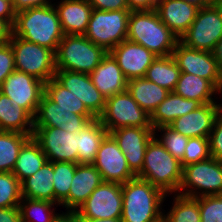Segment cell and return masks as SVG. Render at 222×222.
Listing matches in <instances>:
<instances>
[{
	"instance_id": "1",
	"label": "cell",
	"mask_w": 222,
	"mask_h": 222,
	"mask_svg": "<svg viewBox=\"0 0 222 222\" xmlns=\"http://www.w3.org/2000/svg\"><path fill=\"white\" fill-rule=\"evenodd\" d=\"M54 4L16 12L12 35L56 52L64 33Z\"/></svg>"
},
{
	"instance_id": "2",
	"label": "cell",
	"mask_w": 222,
	"mask_h": 222,
	"mask_svg": "<svg viewBox=\"0 0 222 222\" xmlns=\"http://www.w3.org/2000/svg\"><path fill=\"white\" fill-rule=\"evenodd\" d=\"M127 40L140 44L156 56L172 55L176 36L154 10L131 11L128 17Z\"/></svg>"
},
{
	"instance_id": "3",
	"label": "cell",
	"mask_w": 222,
	"mask_h": 222,
	"mask_svg": "<svg viewBox=\"0 0 222 222\" xmlns=\"http://www.w3.org/2000/svg\"><path fill=\"white\" fill-rule=\"evenodd\" d=\"M122 222H155L164 214L166 194L149 181L135 177L122 184Z\"/></svg>"
},
{
	"instance_id": "4",
	"label": "cell",
	"mask_w": 222,
	"mask_h": 222,
	"mask_svg": "<svg viewBox=\"0 0 222 222\" xmlns=\"http://www.w3.org/2000/svg\"><path fill=\"white\" fill-rule=\"evenodd\" d=\"M182 171L181 162L154 136L146 147L142 170L136 176L149 181L167 195L179 191Z\"/></svg>"
},
{
	"instance_id": "5",
	"label": "cell",
	"mask_w": 222,
	"mask_h": 222,
	"mask_svg": "<svg viewBox=\"0 0 222 222\" xmlns=\"http://www.w3.org/2000/svg\"><path fill=\"white\" fill-rule=\"evenodd\" d=\"M107 53L84 35H64L55 52L56 70L90 74Z\"/></svg>"
},
{
	"instance_id": "6",
	"label": "cell",
	"mask_w": 222,
	"mask_h": 222,
	"mask_svg": "<svg viewBox=\"0 0 222 222\" xmlns=\"http://www.w3.org/2000/svg\"><path fill=\"white\" fill-rule=\"evenodd\" d=\"M14 54L15 70L47 83L56 73L55 52L47 47L11 35L8 41Z\"/></svg>"
},
{
	"instance_id": "7",
	"label": "cell",
	"mask_w": 222,
	"mask_h": 222,
	"mask_svg": "<svg viewBox=\"0 0 222 222\" xmlns=\"http://www.w3.org/2000/svg\"><path fill=\"white\" fill-rule=\"evenodd\" d=\"M196 189H200L201 193ZM178 192L179 195L191 198L222 195V161L210 157L184 166Z\"/></svg>"
},
{
	"instance_id": "8",
	"label": "cell",
	"mask_w": 222,
	"mask_h": 222,
	"mask_svg": "<svg viewBox=\"0 0 222 222\" xmlns=\"http://www.w3.org/2000/svg\"><path fill=\"white\" fill-rule=\"evenodd\" d=\"M129 9L97 10L93 9L84 36L107 52L127 40Z\"/></svg>"
},
{
	"instance_id": "9",
	"label": "cell",
	"mask_w": 222,
	"mask_h": 222,
	"mask_svg": "<svg viewBox=\"0 0 222 222\" xmlns=\"http://www.w3.org/2000/svg\"><path fill=\"white\" fill-rule=\"evenodd\" d=\"M222 38V6L200 8L188 30L179 38L186 47L213 52Z\"/></svg>"
},
{
	"instance_id": "10",
	"label": "cell",
	"mask_w": 222,
	"mask_h": 222,
	"mask_svg": "<svg viewBox=\"0 0 222 222\" xmlns=\"http://www.w3.org/2000/svg\"><path fill=\"white\" fill-rule=\"evenodd\" d=\"M98 119L109 133L121 127H152L150 115L127 90L107 98L104 111Z\"/></svg>"
},
{
	"instance_id": "11",
	"label": "cell",
	"mask_w": 222,
	"mask_h": 222,
	"mask_svg": "<svg viewBox=\"0 0 222 222\" xmlns=\"http://www.w3.org/2000/svg\"><path fill=\"white\" fill-rule=\"evenodd\" d=\"M122 202V184L103 181L76 211L77 218H121Z\"/></svg>"
},
{
	"instance_id": "12",
	"label": "cell",
	"mask_w": 222,
	"mask_h": 222,
	"mask_svg": "<svg viewBox=\"0 0 222 222\" xmlns=\"http://www.w3.org/2000/svg\"><path fill=\"white\" fill-rule=\"evenodd\" d=\"M180 72L208 80L218 91L222 86V70L213 52L186 47L180 41L172 52Z\"/></svg>"
},
{
	"instance_id": "13",
	"label": "cell",
	"mask_w": 222,
	"mask_h": 222,
	"mask_svg": "<svg viewBox=\"0 0 222 222\" xmlns=\"http://www.w3.org/2000/svg\"><path fill=\"white\" fill-rule=\"evenodd\" d=\"M33 138L40 144L50 162L78 164V134L57 127H33Z\"/></svg>"
},
{
	"instance_id": "14",
	"label": "cell",
	"mask_w": 222,
	"mask_h": 222,
	"mask_svg": "<svg viewBox=\"0 0 222 222\" xmlns=\"http://www.w3.org/2000/svg\"><path fill=\"white\" fill-rule=\"evenodd\" d=\"M45 82L15 70L0 86V92L9 97L13 104L24 108L33 118L44 94Z\"/></svg>"
},
{
	"instance_id": "15",
	"label": "cell",
	"mask_w": 222,
	"mask_h": 222,
	"mask_svg": "<svg viewBox=\"0 0 222 222\" xmlns=\"http://www.w3.org/2000/svg\"><path fill=\"white\" fill-rule=\"evenodd\" d=\"M92 164L100 172L103 181L125 184L136 177L128 167L118 143L110 134L103 139Z\"/></svg>"
},
{
	"instance_id": "16",
	"label": "cell",
	"mask_w": 222,
	"mask_h": 222,
	"mask_svg": "<svg viewBox=\"0 0 222 222\" xmlns=\"http://www.w3.org/2000/svg\"><path fill=\"white\" fill-rule=\"evenodd\" d=\"M122 153L125 155L128 167L137 175L143 167L145 150L156 132L152 127H121L109 133Z\"/></svg>"
},
{
	"instance_id": "17",
	"label": "cell",
	"mask_w": 222,
	"mask_h": 222,
	"mask_svg": "<svg viewBox=\"0 0 222 222\" xmlns=\"http://www.w3.org/2000/svg\"><path fill=\"white\" fill-rule=\"evenodd\" d=\"M94 119H96L94 115H79L74 114L73 110L60 109L56 102L43 94L33 118V127H59L74 133L82 130Z\"/></svg>"
},
{
	"instance_id": "18",
	"label": "cell",
	"mask_w": 222,
	"mask_h": 222,
	"mask_svg": "<svg viewBox=\"0 0 222 222\" xmlns=\"http://www.w3.org/2000/svg\"><path fill=\"white\" fill-rule=\"evenodd\" d=\"M54 78L81 100L96 118L103 113L106 98L93 85L89 74L56 70Z\"/></svg>"
},
{
	"instance_id": "19",
	"label": "cell",
	"mask_w": 222,
	"mask_h": 222,
	"mask_svg": "<svg viewBox=\"0 0 222 222\" xmlns=\"http://www.w3.org/2000/svg\"><path fill=\"white\" fill-rule=\"evenodd\" d=\"M109 53L117 61L127 80L145 77L157 56L144 46L124 40Z\"/></svg>"
},
{
	"instance_id": "20",
	"label": "cell",
	"mask_w": 222,
	"mask_h": 222,
	"mask_svg": "<svg viewBox=\"0 0 222 222\" xmlns=\"http://www.w3.org/2000/svg\"><path fill=\"white\" fill-rule=\"evenodd\" d=\"M221 111L222 104L220 103L203 104L198 109L175 119L168 126L188 138H209L215 120Z\"/></svg>"
},
{
	"instance_id": "21",
	"label": "cell",
	"mask_w": 222,
	"mask_h": 222,
	"mask_svg": "<svg viewBox=\"0 0 222 222\" xmlns=\"http://www.w3.org/2000/svg\"><path fill=\"white\" fill-rule=\"evenodd\" d=\"M199 8L184 0H157L155 11L160 20L180 38L191 26Z\"/></svg>"
},
{
	"instance_id": "22",
	"label": "cell",
	"mask_w": 222,
	"mask_h": 222,
	"mask_svg": "<svg viewBox=\"0 0 222 222\" xmlns=\"http://www.w3.org/2000/svg\"><path fill=\"white\" fill-rule=\"evenodd\" d=\"M89 75L93 85L106 99L127 90L128 80L109 52Z\"/></svg>"
},
{
	"instance_id": "23",
	"label": "cell",
	"mask_w": 222,
	"mask_h": 222,
	"mask_svg": "<svg viewBox=\"0 0 222 222\" xmlns=\"http://www.w3.org/2000/svg\"><path fill=\"white\" fill-rule=\"evenodd\" d=\"M64 35H84L93 7L87 0H61L56 5Z\"/></svg>"
},
{
	"instance_id": "24",
	"label": "cell",
	"mask_w": 222,
	"mask_h": 222,
	"mask_svg": "<svg viewBox=\"0 0 222 222\" xmlns=\"http://www.w3.org/2000/svg\"><path fill=\"white\" fill-rule=\"evenodd\" d=\"M103 182L93 164H77L68 195V209L77 211L91 193Z\"/></svg>"
},
{
	"instance_id": "25",
	"label": "cell",
	"mask_w": 222,
	"mask_h": 222,
	"mask_svg": "<svg viewBox=\"0 0 222 222\" xmlns=\"http://www.w3.org/2000/svg\"><path fill=\"white\" fill-rule=\"evenodd\" d=\"M202 105L200 101L187 99L170 92L150 116L151 126L153 129L159 126H168L175 119L198 109Z\"/></svg>"
},
{
	"instance_id": "26",
	"label": "cell",
	"mask_w": 222,
	"mask_h": 222,
	"mask_svg": "<svg viewBox=\"0 0 222 222\" xmlns=\"http://www.w3.org/2000/svg\"><path fill=\"white\" fill-rule=\"evenodd\" d=\"M29 125V126H28ZM0 130L33 136V117L0 92Z\"/></svg>"
},
{
	"instance_id": "27",
	"label": "cell",
	"mask_w": 222,
	"mask_h": 222,
	"mask_svg": "<svg viewBox=\"0 0 222 222\" xmlns=\"http://www.w3.org/2000/svg\"><path fill=\"white\" fill-rule=\"evenodd\" d=\"M127 91L138 105L150 116L170 93L167 89L147 80L145 77L129 80Z\"/></svg>"
},
{
	"instance_id": "28",
	"label": "cell",
	"mask_w": 222,
	"mask_h": 222,
	"mask_svg": "<svg viewBox=\"0 0 222 222\" xmlns=\"http://www.w3.org/2000/svg\"><path fill=\"white\" fill-rule=\"evenodd\" d=\"M53 165L47 161L40 170L21 182L22 197L54 202Z\"/></svg>"
},
{
	"instance_id": "29",
	"label": "cell",
	"mask_w": 222,
	"mask_h": 222,
	"mask_svg": "<svg viewBox=\"0 0 222 222\" xmlns=\"http://www.w3.org/2000/svg\"><path fill=\"white\" fill-rule=\"evenodd\" d=\"M109 134L98 118L90 121L78 134V164H92L103 139Z\"/></svg>"
},
{
	"instance_id": "30",
	"label": "cell",
	"mask_w": 222,
	"mask_h": 222,
	"mask_svg": "<svg viewBox=\"0 0 222 222\" xmlns=\"http://www.w3.org/2000/svg\"><path fill=\"white\" fill-rule=\"evenodd\" d=\"M173 92L184 98L200 101L202 104L217 103L212 96L219 93L208 80L184 72H180Z\"/></svg>"
},
{
	"instance_id": "31",
	"label": "cell",
	"mask_w": 222,
	"mask_h": 222,
	"mask_svg": "<svg viewBox=\"0 0 222 222\" xmlns=\"http://www.w3.org/2000/svg\"><path fill=\"white\" fill-rule=\"evenodd\" d=\"M48 161L40 144L31 137L21 148L12 173L22 182Z\"/></svg>"
},
{
	"instance_id": "32",
	"label": "cell",
	"mask_w": 222,
	"mask_h": 222,
	"mask_svg": "<svg viewBox=\"0 0 222 222\" xmlns=\"http://www.w3.org/2000/svg\"><path fill=\"white\" fill-rule=\"evenodd\" d=\"M180 69L172 55L157 56L151 66L147 69L145 78L157 85L173 92L178 82Z\"/></svg>"
},
{
	"instance_id": "33",
	"label": "cell",
	"mask_w": 222,
	"mask_h": 222,
	"mask_svg": "<svg viewBox=\"0 0 222 222\" xmlns=\"http://www.w3.org/2000/svg\"><path fill=\"white\" fill-rule=\"evenodd\" d=\"M33 136L0 130V172H12L22 146Z\"/></svg>"
},
{
	"instance_id": "34",
	"label": "cell",
	"mask_w": 222,
	"mask_h": 222,
	"mask_svg": "<svg viewBox=\"0 0 222 222\" xmlns=\"http://www.w3.org/2000/svg\"><path fill=\"white\" fill-rule=\"evenodd\" d=\"M44 94L60 109L73 110L74 114L93 115L74 94L61 85L55 78L45 83Z\"/></svg>"
},
{
	"instance_id": "35",
	"label": "cell",
	"mask_w": 222,
	"mask_h": 222,
	"mask_svg": "<svg viewBox=\"0 0 222 222\" xmlns=\"http://www.w3.org/2000/svg\"><path fill=\"white\" fill-rule=\"evenodd\" d=\"M52 165L54 170V203L63 205V207L68 209V195L77 164L71 162H52Z\"/></svg>"
},
{
	"instance_id": "36",
	"label": "cell",
	"mask_w": 222,
	"mask_h": 222,
	"mask_svg": "<svg viewBox=\"0 0 222 222\" xmlns=\"http://www.w3.org/2000/svg\"><path fill=\"white\" fill-rule=\"evenodd\" d=\"M171 210L163 215L168 222H201L199 197L191 198L175 194Z\"/></svg>"
},
{
	"instance_id": "37",
	"label": "cell",
	"mask_w": 222,
	"mask_h": 222,
	"mask_svg": "<svg viewBox=\"0 0 222 222\" xmlns=\"http://www.w3.org/2000/svg\"><path fill=\"white\" fill-rule=\"evenodd\" d=\"M54 205V202L22 197L19 204L22 222H51L56 215L54 209L51 210Z\"/></svg>"
},
{
	"instance_id": "38",
	"label": "cell",
	"mask_w": 222,
	"mask_h": 222,
	"mask_svg": "<svg viewBox=\"0 0 222 222\" xmlns=\"http://www.w3.org/2000/svg\"><path fill=\"white\" fill-rule=\"evenodd\" d=\"M21 182L12 172H0V208L19 206Z\"/></svg>"
},
{
	"instance_id": "39",
	"label": "cell",
	"mask_w": 222,
	"mask_h": 222,
	"mask_svg": "<svg viewBox=\"0 0 222 222\" xmlns=\"http://www.w3.org/2000/svg\"><path fill=\"white\" fill-rule=\"evenodd\" d=\"M163 132L160 139V143L163 147L176 159L181 161L185 154V148L188 142V137L181 135L180 133L174 131L169 126H159L154 129V131Z\"/></svg>"
},
{
	"instance_id": "40",
	"label": "cell",
	"mask_w": 222,
	"mask_h": 222,
	"mask_svg": "<svg viewBox=\"0 0 222 222\" xmlns=\"http://www.w3.org/2000/svg\"><path fill=\"white\" fill-rule=\"evenodd\" d=\"M210 157L209 138L191 137L188 139L185 154L180 162L181 166L184 167L191 163L207 160Z\"/></svg>"
},
{
	"instance_id": "41",
	"label": "cell",
	"mask_w": 222,
	"mask_h": 222,
	"mask_svg": "<svg viewBox=\"0 0 222 222\" xmlns=\"http://www.w3.org/2000/svg\"><path fill=\"white\" fill-rule=\"evenodd\" d=\"M201 222H222V195L199 197Z\"/></svg>"
},
{
	"instance_id": "42",
	"label": "cell",
	"mask_w": 222,
	"mask_h": 222,
	"mask_svg": "<svg viewBox=\"0 0 222 222\" xmlns=\"http://www.w3.org/2000/svg\"><path fill=\"white\" fill-rule=\"evenodd\" d=\"M209 147L211 157L222 161V111L217 116L209 135Z\"/></svg>"
},
{
	"instance_id": "43",
	"label": "cell",
	"mask_w": 222,
	"mask_h": 222,
	"mask_svg": "<svg viewBox=\"0 0 222 222\" xmlns=\"http://www.w3.org/2000/svg\"><path fill=\"white\" fill-rule=\"evenodd\" d=\"M15 71L14 54L9 42L0 44V86Z\"/></svg>"
},
{
	"instance_id": "44",
	"label": "cell",
	"mask_w": 222,
	"mask_h": 222,
	"mask_svg": "<svg viewBox=\"0 0 222 222\" xmlns=\"http://www.w3.org/2000/svg\"><path fill=\"white\" fill-rule=\"evenodd\" d=\"M97 10L113 11L129 9L126 0H87Z\"/></svg>"
},
{
	"instance_id": "45",
	"label": "cell",
	"mask_w": 222,
	"mask_h": 222,
	"mask_svg": "<svg viewBox=\"0 0 222 222\" xmlns=\"http://www.w3.org/2000/svg\"><path fill=\"white\" fill-rule=\"evenodd\" d=\"M15 18L16 11L11 0H0V19L7 21L13 26Z\"/></svg>"
},
{
	"instance_id": "46",
	"label": "cell",
	"mask_w": 222,
	"mask_h": 222,
	"mask_svg": "<svg viewBox=\"0 0 222 222\" xmlns=\"http://www.w3.org/2000/svg\"><path fill=\"white\" fill-rule=\"evenodd\" d=\"M0 222H22L19 206L0 208Z\"/></svg>"
},
{
	"instance_id": "47",
	"label": "cell",
	"mask_w": 222,
	"mask_h": 222,
	"mask_svg": "<svg viewBox=\"0 0 222 222\" xmlns=\"http://www.w3.org/2000/svg\"><path fill=\"white\" fill-rule=\"evenodd\" d=\"M50 0H11L16 12L44 5L52 4Z\"/></svg>"
},
{
	"instance_id": "48",
	"label": "cell",
	"mask_w": 222,
	"mask_h": 222,
	"mask_svg": "<svg viewBox=\"0 0 222 222\" xmlns=\"http://www.w3.org/2000/svg\"><path fill=\"white\" fill-rule=\"evenodd\" d=\"M130 11L154 10L157 0H126Z\"/></svg>"
},
{
	"instance_id": "49",
	"label": "cell",
	"mask_w": 222,
	"mask_h": 222,
	"mask_svg": "<svg viewBox=\"0 0 222 222\" xmlns=\"http://www.w3.org/2000/svg\"><path fill=\"white\" fill-rule=\"evenodd\" d=\"M12 35V26L5 20L0 19V44L7 43Z\"/></svg>"
},
{
	"instance_id": "50",
	"label": "cell",
	"mask_w": 222,
	"mask_h": 222,
	"mask_svg": "<svg viewBox=\"0 0 222 222\" xmlns=\"http://www.w3.org/2000/svg\"><path fill=\"white\" fill-rule=\"evenodd\" d=\"M51 222H77V212L73 210H67L62 214H56Z\"/></svg>"
},
{
	"instance_id": "51",
	"label": "cell",
	"mask_w": 222,
	"mask_h": 222,
	"mask_svg": "<svg viewBox=\"0 0 222 222\" xmlns=\"http://www.w3.org/2000/svg\"><path fill=\"white\" fill-rule=\"evenodd\" d=\"M213 55L222 70V38L217 42L215 49L213 50Z\"/></svg>"
},
{
	"instance_id": "52",
	"label": "cell",
	"mask_w": 222,
	"mask_h": 222,
	"mask_svg": "<svg viewBox=\"0 0 222 222\" xmlns=\"http://www.w3.org/2000/svg\"><path fill=\"white\" fill-rule=\"evenodd\" d=\"M188 4L197 6L199 9L214 5V0H184Z\"/></svg>"
},
{
	"instance_id": "53",
	"label": "cell",
	"mask_w": 222,
	"mask_h": 222,
	"mask_svg": "<svg viewBox=\"0 0 222 222\" xmlns=\"http://www.w3.org/2000/svg\"><path fill=\"white\" fill-rule=\"evenodd\" d=\"M77 222H122L121 218L91 219L77 218Z\"/></svg>"
},
{
	"instance_id": "54",
	"label": "cell",
	"mask_w": 222,
	"mask_h": 222,
	"mask_svg": "<svg viewBox=\"0 0 222 222\" xmlns=\"http://www.w3.org/2000/svg\"><path fill=\"white\" fill-rule=\"evenodd\" d=\"M214 5L222 6V0H214Z\"/></svg>"
},
{
	"instance_id": "55",
	"label": "cell",
	"mask_w": 222,
	"mask_h": 222,
	"mask_svg": "<svg viewBox=\"0 0 222 222\" xmlns=\"http://www.w3.org/2000/svg\"><path fill=\"white\" fill-rule=\"evenodd\" d=\"M155 222H168V221H167V219L164 216H162L160 219H158Z\"/></svg>"
}]
</instances>
